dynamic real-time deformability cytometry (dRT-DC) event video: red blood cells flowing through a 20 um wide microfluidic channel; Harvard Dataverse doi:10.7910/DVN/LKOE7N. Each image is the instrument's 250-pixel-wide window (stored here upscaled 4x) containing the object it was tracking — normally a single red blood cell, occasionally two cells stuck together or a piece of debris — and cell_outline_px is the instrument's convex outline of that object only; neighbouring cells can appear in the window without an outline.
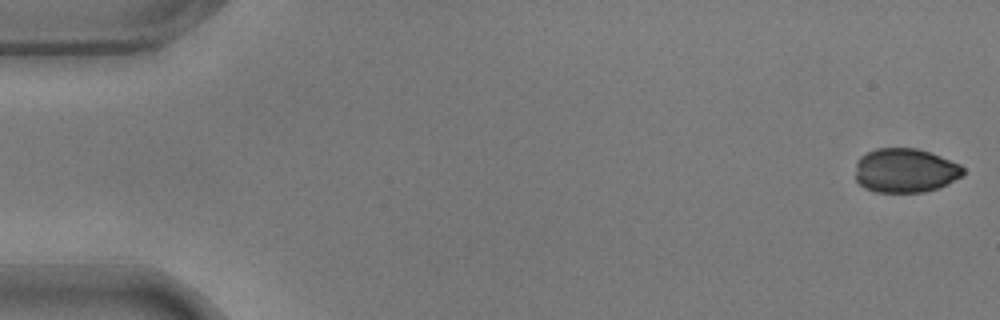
{"species": "common noctule bat (a hibernating species)", "species_latin": "Nyctalus noctula", "temperature_condition": "warm", "stored_images_in_passage": 57, "camera_frame_rate_fps": 3000, "um_per_image_px": 0.085, "animal": {"sex": "male", "body_mass_g": 17.9}, "frame": {"image": 1, "passage_image": 1, "time_ms": 0.0, "image_size_px": [1000, 320], "cell_outline_px": [[964, 172], [960, 176], [948, 184], [924, 192], [876, 192], [864, 188], [856, 180], [856, 160], [860, 156], [876, 148], [916, 148], [940, 156], [960, 164], [964, 168]], "centroid_in_image_um": [76.92, 14.49], "position_along_channel_um": 8.1, "area_um2": 27.74}}
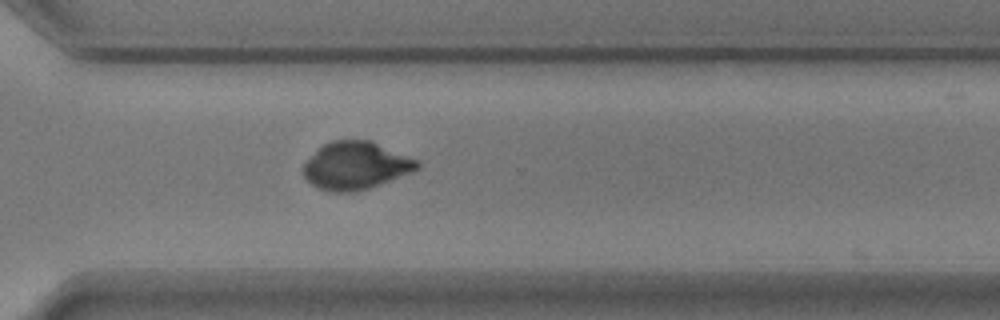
{"frame": {"image": 2, "passage_image": 41, "time_ms": 13.333, "image_size_px": [1000, 320], "cell_outline_px": [[420, 168], [412, 172], [380, 184], [368, 188], [352, 192], [332, 192], [320, 188], [312, 184], [304, 176], [304, 164], [324, 144], [332, 140], [368, 140], [416, 160], [420, 164]], "centroid_in_image_um": [30.24, 14.09], "position_along_channel_um": 340.4, "area_um2": 30.87}}
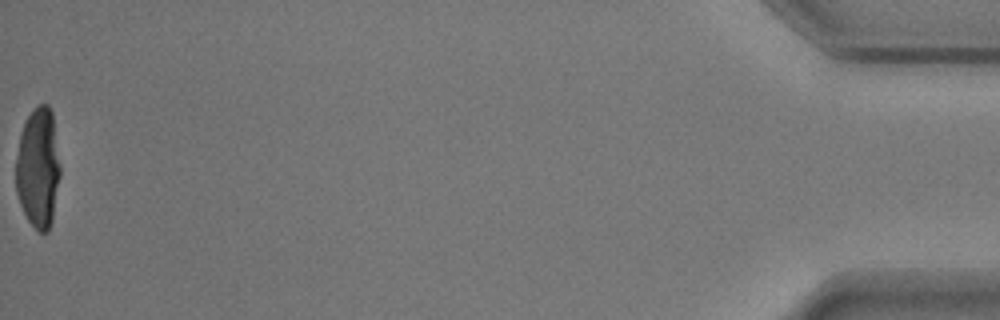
{"frame": {"image": 3, "passage_image": 57, "time_ms": 18.667, "image_size_px": [1000, 320], "cell_outline_px": [[60, 176], [52, 220], [48, 232], [40, 232], [28, 220], [20, 204], [16, 192], [16, 156], [20, 132], [24, 120], [32, 108], [40, 104], [48, 104], [52, 112], [60, 164]], "centroid_in_image_um": [3.24, 14.23], "position_along_channel_um": 432.0, "area_um2": 31.33}}